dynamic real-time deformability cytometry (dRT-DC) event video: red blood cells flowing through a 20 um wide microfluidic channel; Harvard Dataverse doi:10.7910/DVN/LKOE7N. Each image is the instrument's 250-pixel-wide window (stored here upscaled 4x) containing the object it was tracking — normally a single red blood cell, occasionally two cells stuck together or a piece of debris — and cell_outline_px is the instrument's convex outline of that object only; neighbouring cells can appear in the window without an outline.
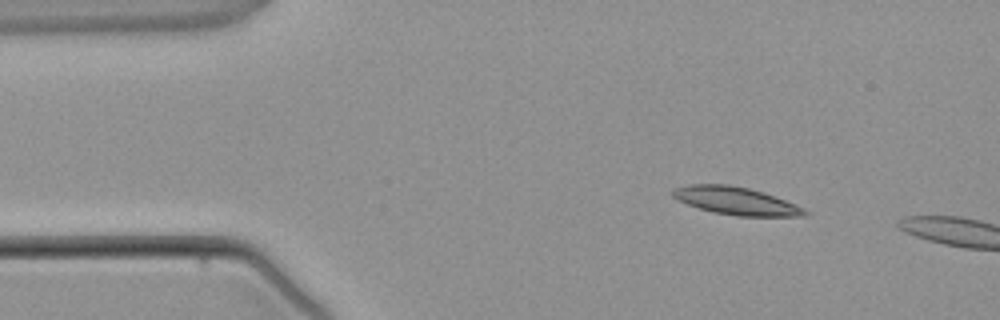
{"species": "common noctule bat (a hibernating species)", "species_latin": "Nyctalus noctula", "temperature_condition": "warm", "stored_images_in_passage": 3, "camera_frame_rate_fps": 3000, "um_per_image_px": 0.085, "animal": {"sex": "male", "body_mass_g": 21.5, "forearm_length_mm": 52.0}, "frame": {"image": 1, "passage_image": 2, "time_ms": 1.333, "image_size_px": [1000, 320], "cell_outline_px": [[812, 212], [804, 216], [736, 216], [712, 212], [688, 204], [672, 196], [672, 188], [688, 184], [728, 184], [748, 188], [764, 192], [804, 208]], "centroid_in_image_um": [62.56, 17.07], "position_along_channel_um": 22.4, "area_um2": 21.33}}